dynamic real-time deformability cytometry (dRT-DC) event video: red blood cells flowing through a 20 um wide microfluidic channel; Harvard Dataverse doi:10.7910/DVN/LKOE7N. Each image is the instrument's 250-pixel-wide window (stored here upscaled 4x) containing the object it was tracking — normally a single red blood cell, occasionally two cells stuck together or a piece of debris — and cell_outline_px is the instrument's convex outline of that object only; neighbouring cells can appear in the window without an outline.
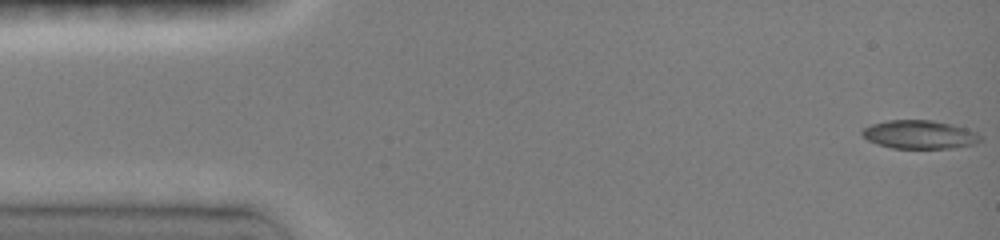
{"species": "common noctule bat (a hibernating species)", "species_latin": "Nyctalus noctula", "temperature_condition": "room temperature", "stored_images_in_passage": 24, "camera_frame_rate_fps": 3000, "um_per_image_px": 0.085, "animal": {"sex": "female", "body_mass_g": 19.0, "forearm_length_mm": 51.5}, "frame": {"image": 1, "passage_image": 1, "time_ms": 0.0, "image_size_px": [1000, 240], "cell_outline_px": [[980, 140], [972, 144], [952, 148], [892, 148], [868, 140], [860, 132], [864, 128], [872, 124], [888, 120], [932, 120], [964, 128], [976, 132], [980, 136]], "centroid_in_image_um": [78.13, 11.43], "position_along_channel_um": 6.9, "area_um2": 19.19}}
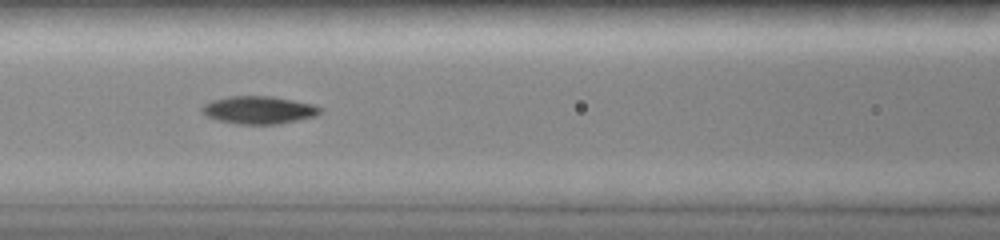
{"frame": {"image": 2, "passage_image": 10, "time_ms": 6.333, "image_size_px": [1000, 240], "cell_outline_px": [[320, 112], [316, 116], [276, 124], [236, 124], [204, 116], [200, 108], [204, 104], [212, 100], [228, 96], [272, 96], [312, 104], [320, 108]], "centroid_in_image_um": [21.94, 9.34], "position_along_channel_um": 144.7, "area_um2": 18.96}}
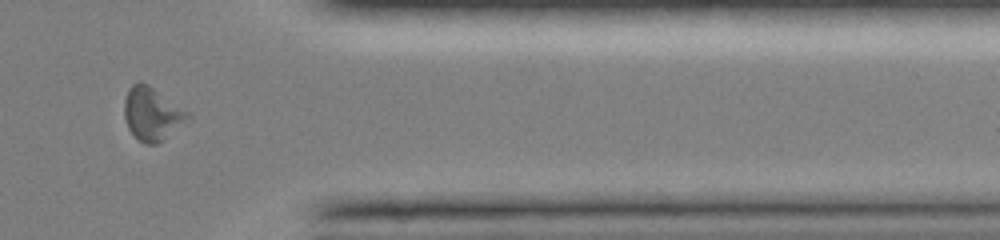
{"frame": {"image": 3, "passage_image": 20, "time_ms": 12.667, "image_size_px": [1000, 240], "cell_outline_px": [[192, 116], [188, 120], [156, 144], [144, 144], [128, 128], [124, 116], [124, 100], [128, 88], [132, 84], [140, 80], [148, 84], [188, 112]], "centroid_in_image_um": [12.89, 9.64], "position_along_channel_um": 398.5, "area_um2": 19.36}}